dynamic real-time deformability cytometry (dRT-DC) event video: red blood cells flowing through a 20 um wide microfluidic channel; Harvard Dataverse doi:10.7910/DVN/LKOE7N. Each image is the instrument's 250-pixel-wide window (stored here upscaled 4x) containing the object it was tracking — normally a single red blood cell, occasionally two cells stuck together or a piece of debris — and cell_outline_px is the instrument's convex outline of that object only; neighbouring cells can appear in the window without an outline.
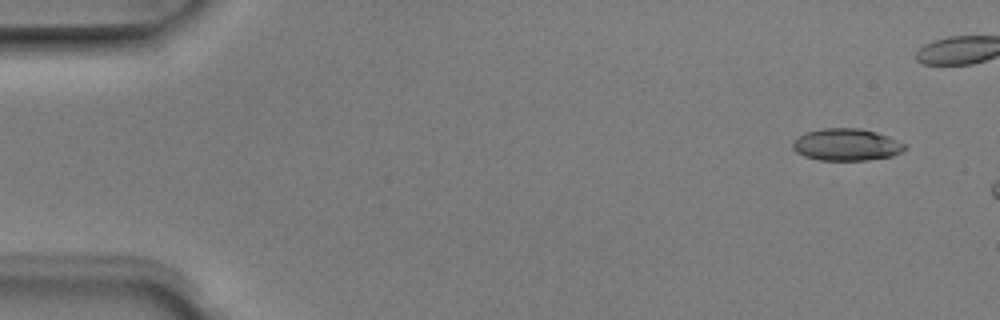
{"species": "Egyptian fruit bat (a non-hibernating species)", "species_latin": "Rousettus aegyptiacus", "temperature_condition": "room temperature", "stored_images_in_passage": 5, "segment_of_instrument_passage": [2, 2], "camera_frame_rate_fps": 3000, "um_per_image_px": 0.085, "animal": {"sex": "male"}, "frame": {"image": 1, "passage_image": 5, "time_ms": 1.333, "image_size_px": [1000, 320], "cell_outline_px": [[908, 148], [892, 156], [868, 160], [820, 160], [804, 156], [796, 152], [792, 148], [792, 144], [800, 136], [808, 132], [824, 128], [860, 128], [876, 132], [888, 136], [904, 144]], "centroid_in_image_um": [71.96, 12.3], "position_along_channel_um": 13.0, "area_um2": 20.75}}